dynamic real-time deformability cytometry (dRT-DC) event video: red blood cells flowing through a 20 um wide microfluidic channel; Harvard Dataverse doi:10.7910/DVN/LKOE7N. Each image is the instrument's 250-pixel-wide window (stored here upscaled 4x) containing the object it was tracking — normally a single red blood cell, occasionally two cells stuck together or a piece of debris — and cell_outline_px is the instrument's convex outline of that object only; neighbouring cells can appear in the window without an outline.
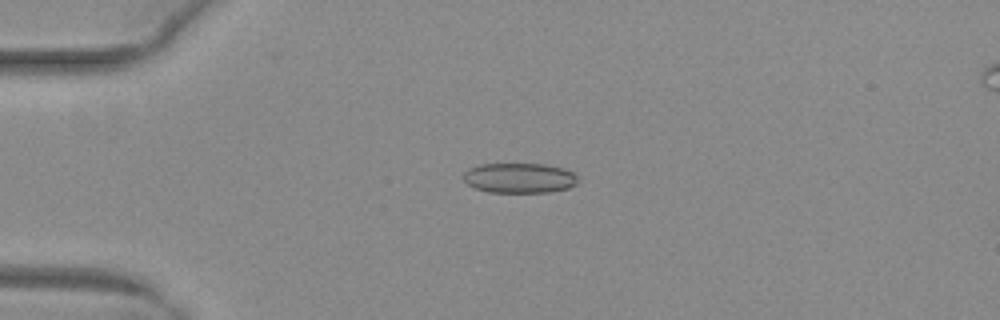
{"species": "common noctule bat (a hibernating species)", "species_latin": "Nyctalus noctula", "temperature_condition": "warm", "stored_images_in_passage": 49, "camera_frame_rate_fps": 3000, "um_per_image_px": 0.085, "animal": {"sex": "female", "body_mass_g": 29.2, "forearm_length_mm": 56.3}, "frame": {"image": 1, "passage_image": 10, "time_ms": 3.0, "image_size_px": [1000, 320], "cell_outline_px": [[580, 180], [576, 184], [568, 188], [548, 192], [488, 192], [476, 188], [468, 184], [464, 180], [464, 172], [468, 168], [480, 164], [544, 164], [564, 168], [572, 172]], "centroid_in_image_um": [44.16, 15.12], "position_along_channel_um": 40.8, "area_um2": 20.06}}
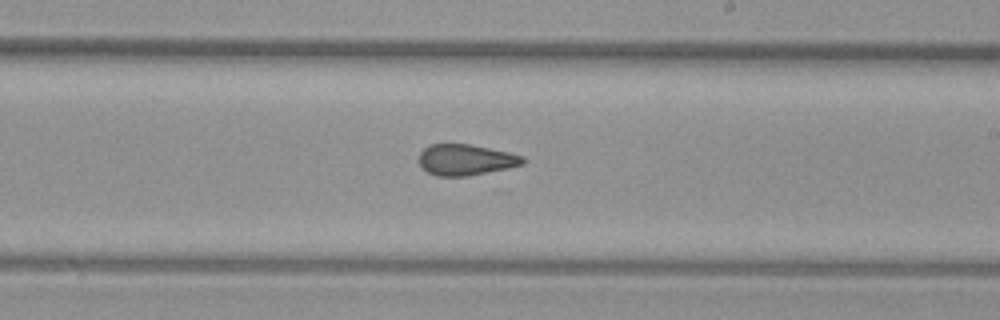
{"frame": {"image": 2, "passage_image": 28, "time_ms": 9.0, "image_size_px": [1000, 320], "cell_outline_px": [[524, 164], [508, 168], [468, 176], [436, 176], [428, 172], [420, 164], [420, 152], [424, 148], [432, 144], [468, 144], [508, 152], [524, 156]], "centroid_in_image_um": [39.6, 13.59], "position_along_channel_um": 249.4, "area_um2": 18.55}}
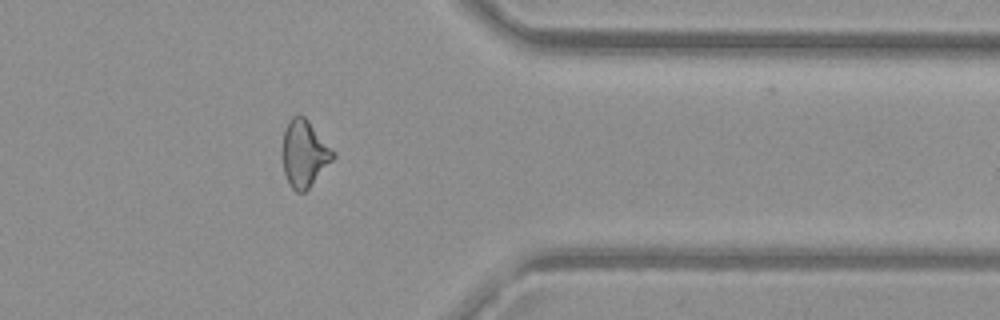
{"frame": {"image": 3, "passage_image": 39, "time_ms": 12.667, "image_size_px": [1000, 320], "cell_outline_px": [[336, 156], [308, 188], [304, 192], [296, 192], [288, 184], [284, 172], [284, 128], [288, 120], [292, 116], [304, 116], [308, 120], [336, 152]], "centroid_in_image_um": [25.89, 13.04], "position_along_channel_um": 385.5, "area_um2": 19.42}, "authors_computed_cell_mechanics": {"area_um2": 19.7676, "velocity_mm_per_s": 4.0379, "shape_relaxation_time_tau1_ms": null, "shape_relaxation_time_tau2_ms": 1.9782, "deformation_change_tau1": null, "deformation_change_tau2": 0.0704}}